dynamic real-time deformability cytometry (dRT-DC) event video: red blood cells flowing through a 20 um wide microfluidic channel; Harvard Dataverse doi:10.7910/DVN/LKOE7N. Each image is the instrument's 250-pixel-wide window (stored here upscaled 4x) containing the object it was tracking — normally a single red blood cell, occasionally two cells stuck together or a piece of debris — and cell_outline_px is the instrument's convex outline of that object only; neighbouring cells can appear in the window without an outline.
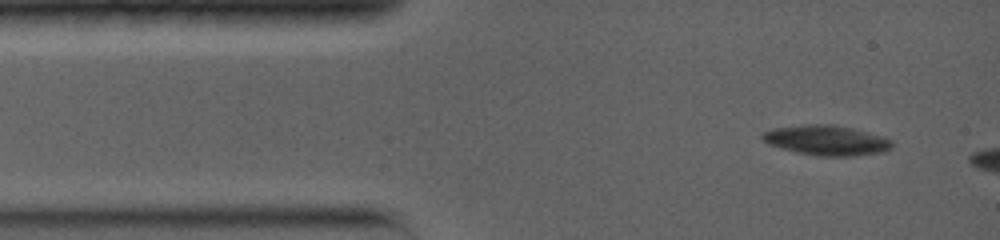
{"species": "common noctule bat (a hibernating species)", "species_latin": "Nyctalus noctula", "temperature_condition": "warm", "stored_images_in_passage": 3, "camera_frame_rate_fps": 5000, "um_per_image_px": 0.085, "animal": {"sex": "female", "body_mass_g": 19.0, "forearm_length_mm": 56.7}, "frame": {"image": 1, "passage_image": 1, "time_ms": 0.0, "image_size_px": [1000, 240], "cell_outline_px": [[892, 148], [880, 152], [852, 156], [816, 156], [796, 152], [780, 148], [768, 144], [760, 136], [764, 132], [772, 128], [804, 124], [832, 124], [852, 128], [880, 136], [892, 140]], "centroid_in_image_um": [70.21, 11.92], "position_along_channel_um": 14.8, "area_um2": 22.6}}